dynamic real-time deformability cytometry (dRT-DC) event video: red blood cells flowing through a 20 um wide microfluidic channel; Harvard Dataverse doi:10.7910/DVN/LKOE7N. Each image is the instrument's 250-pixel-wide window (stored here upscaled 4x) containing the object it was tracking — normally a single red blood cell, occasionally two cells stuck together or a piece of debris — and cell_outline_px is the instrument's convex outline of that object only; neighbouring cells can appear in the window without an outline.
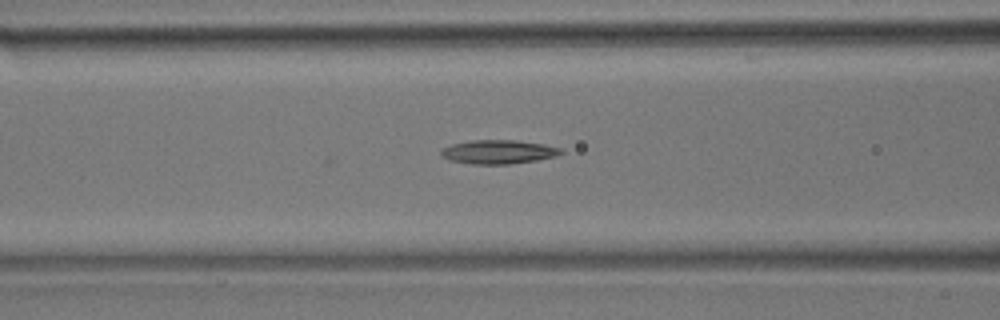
{"species": "common noctule bat (a hibernating species)", "species_latin": "Nyctalus noctula", "temperature_condition": "room temperature", "stored_images_in_passage": 35, "camera_frame_rate_fps": 3000, "um_per_image_px": 0.085, "animal": {"sex": "male", "body_mass_g": 17.9}, "frame": {"image": 1, "passage_image": 8, "time_ms": 2.333, "image_size_px": [1000, 320], "cell_outline_px": [[564, 152], [556, 156], [536, 160], [508, 164], [472, 164], [448, 160], [440, 156], [440, 152], [444, 148], [452, 144], [472, 140], [516, 140], [544, 144], [564, 148]], "centroid_in_image_um": [42.38, 12.91], "position_along_channel_um": 124.2, "area_um2": 16.76}}
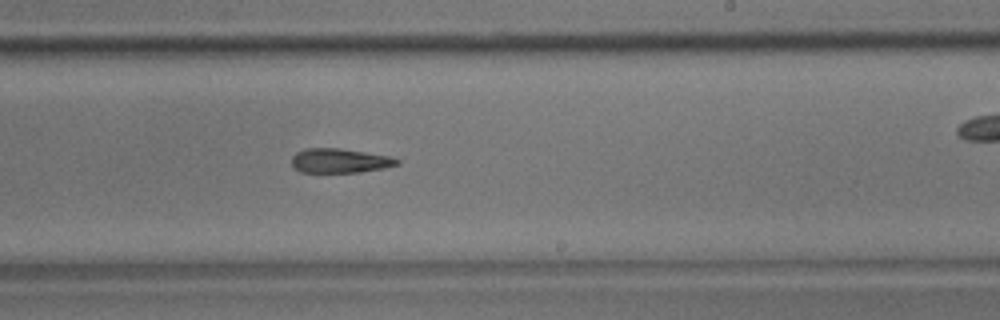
{"frame": {"image": 2, "passage_image": 18, "time_ms": 5.667, "image_size_px": [1000, 320], "cell_outline_px": [[400, 164], [384, 168], [360, 172], [300, 172], [292, 164], [292, 156], [296, 152], [304, 148], [340, 148], [388, 156], [400, 160]], "centroid_in_image_um": [28.87, 13.66], "position_along_channel_um": 260.1, "area_um2": 14.91}}
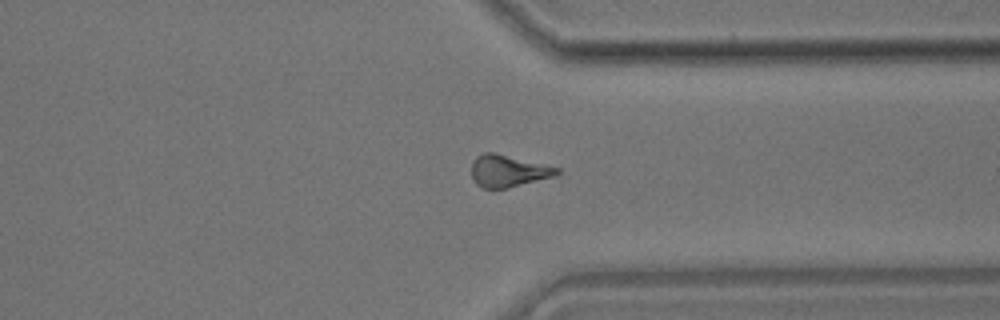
{"frame": {"image": 3, "passage_image": 26, "time_ms": 8.333, "image_size_px": [1000, 320], "cell_outline_px": [[560, 172], [556, 176], [508, 188], [484, 188], [476, 184], [472, 176], [472, 164], [476, 156], [484, 152], [492, 152], [544, 164], [560, 168]], "centroid_in_image_um": [43.21, 14.53], "position_along_channel_um": 368.2, "area_um2": 15.84}}